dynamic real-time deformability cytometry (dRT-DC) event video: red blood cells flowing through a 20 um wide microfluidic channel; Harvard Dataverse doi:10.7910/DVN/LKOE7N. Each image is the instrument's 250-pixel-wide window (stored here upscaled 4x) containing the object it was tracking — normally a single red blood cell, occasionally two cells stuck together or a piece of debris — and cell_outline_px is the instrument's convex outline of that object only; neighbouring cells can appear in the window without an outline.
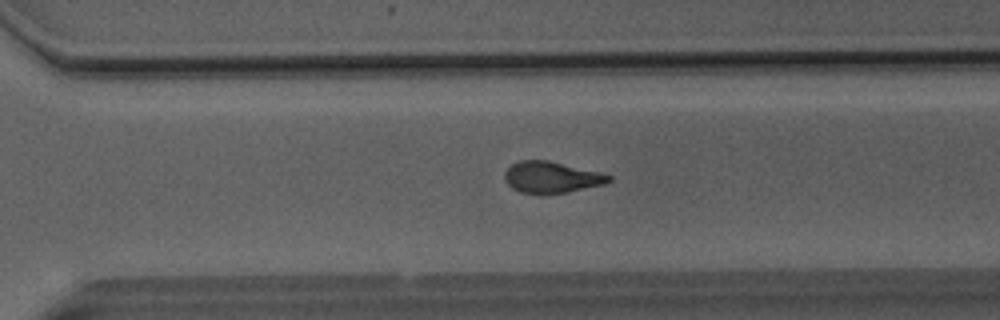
{"species": "Egyptian fruit bat (a non-hibernating species)", "species_latin": "Rousettus aegyptiacus", "temperature_condition": "room temperature", "stored_images_in_passage": 49, "camera_frame_rate_fps": 3000, "um_per_image_px": 0.085, "animal": {"sex": "male"}, "frame": {"image": 1, "passage_image": 34, "time_ms": 11.0, "image_size_px": [1000, 320], "cell_outline_px": [[612, 180], [604, 184], [564, 192], [520, 192], [512, 188], [504, 180], [504, 172], [512, 164], [520, 160], [548, 160], [600, 172], [612, 176]], "centroid_in_image_um": [46.86, 15.03], "position_along_channel_um": 323.7, "area_um2": 18.61}}
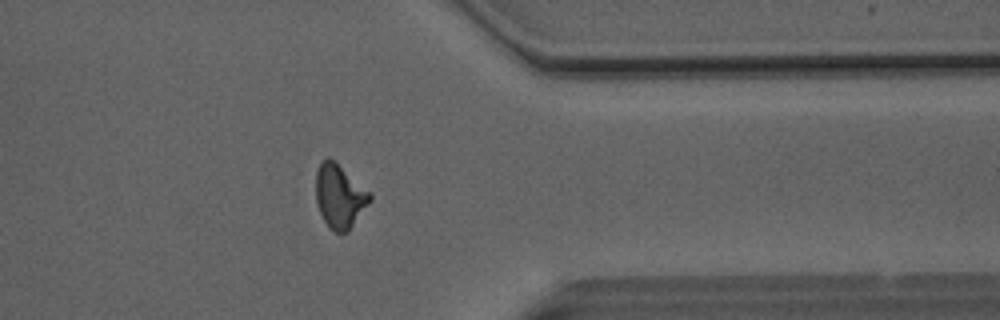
{"frame": {"image": 2, "passage_image": 39, "time_ms": 12.667, "image_size_px": [1000, 320], "cell_outline_px": [[372, 200], [348, 232], [336, 232], [324, 220], [320, 212], [316, 200], [316, 172], [320, 164], [328, 156], [336, 160], [372, 196]], "centroid_in_image_um": [28.87, 16.65], "position_along_channel_um": 382.5, "area_um2": 19.83}}
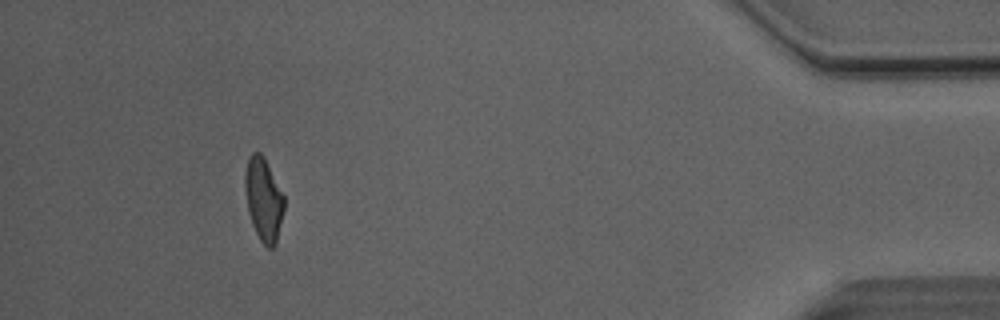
{"frame": {"image": 3, "passage_image": 45, "time_ms": 14.667, "image_size_px": [1000, 320], "cell_outline_px": [[284, 208], [276, 244], [272, 248], [268, 248], [260, 240], [252, 224], [248, 212], [244, 188], [244, 172], [248, 156], [252, 152], [260, 152], [264, 156], [284, 196]], "centroid_in_image_um": [22.38, 16.91], "position_along_channel_um": 412.8, "area_um2": 19.07}, "authors_computed_cell_mechanics": {"area_um2": 19.7676, "velocity_mm_per_s": 4.1139, "shape_relaxation_time_tau1_ms": 6.2004, "shape_relaxation_time_tau2_ms": 1.3425, "deformation_change_tau1": 0.1869, "deformation_change_tau2": 0.0974}}